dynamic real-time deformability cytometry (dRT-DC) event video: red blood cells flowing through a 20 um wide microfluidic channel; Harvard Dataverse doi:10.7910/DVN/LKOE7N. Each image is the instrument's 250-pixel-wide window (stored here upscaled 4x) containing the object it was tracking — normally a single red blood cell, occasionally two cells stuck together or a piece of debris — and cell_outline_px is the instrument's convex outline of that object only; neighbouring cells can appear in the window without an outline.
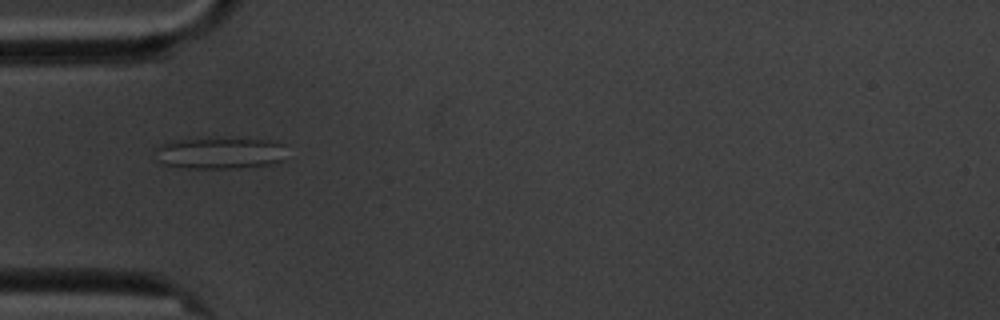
{"species": "common noctule bat (a hibernating species)", "species_latin": "Nyctalus noctula", "temperature_condition": "cold", "stored_images_in_passage": 11, "camera_frame_rate_fps": 3000, "um_per_image_px": 0.085, "animal": {"sex": "male", "body_mass_g": 20.1, "forearm_length_mm": 53.5}, "frame": {"image": 1, "passage_image": 1, "time_ms": 0.0, "image_size_px": [1000, 320], "cell_outline_px": [[284, 160], [268, 164], [236, 168], [188, 168], [160, 164], [156, 148], [160, 144], [172, 140], [268, 140], [284, 144]], "centroid_in_image_um": [18.67, 13.04], "position_along_channel_um": 66.3, "area_um2": 23.41}}
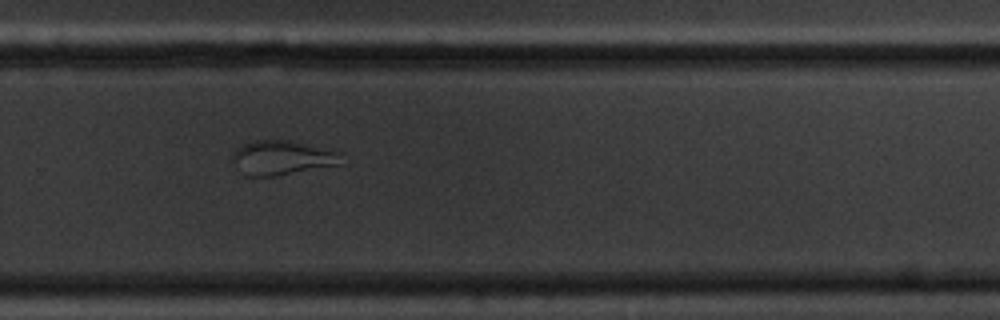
{"frame": {"image": 2, "passage_image": 7, "time_ms": 7.0, "image_size_px": [1000, 320], "cell_outline_px": [[344, 164], [276, 176], [244, 176], [232, 160], [232, 152], [236, 148], [252, 140], [288, 140], [340, 152]], "centroid_in_image_um": [23.97, 13.42], "position_along_channel_um": 305.8, "area_um2": 21.96}}
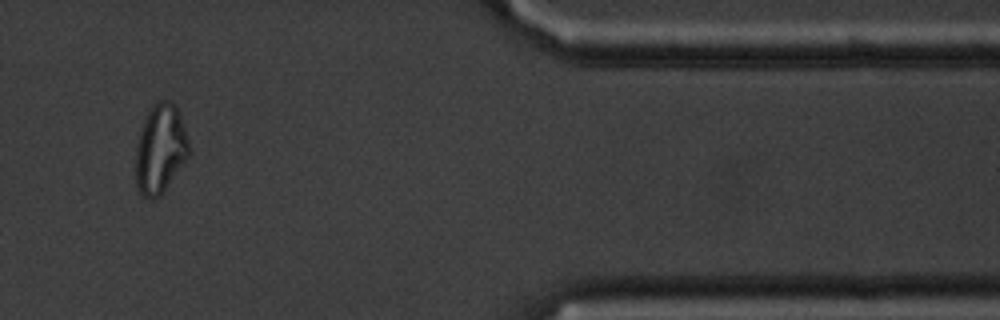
{"frame": {"image": 3, "passage_image": 10, "time_ms": 10.667, "image_size_px": [1000, 320], "cell_outline_px": [[192, 152], [160, 196], [152, 200], [136, 192], [136, 148], [140, 132], [144, 120], [148, 112], [160, 100], [172, 100], [176, 104], [192, 148]], "centroid_in_image_um": [13.65, 12.69], "position_along_channel_um": 397.7, "area_um2": 27.92}, "authors_computed_cell_mechanics": {"area_um2": 21.964, "velocity_mm_per_s": 3.4204, "shape_relaxation_time_tau1_ms": null, "shape_relaxation_time_tau2_ms": 1.0662, "deformation_change_tau1": null, "deformation_change_tau2": 0.0795}}